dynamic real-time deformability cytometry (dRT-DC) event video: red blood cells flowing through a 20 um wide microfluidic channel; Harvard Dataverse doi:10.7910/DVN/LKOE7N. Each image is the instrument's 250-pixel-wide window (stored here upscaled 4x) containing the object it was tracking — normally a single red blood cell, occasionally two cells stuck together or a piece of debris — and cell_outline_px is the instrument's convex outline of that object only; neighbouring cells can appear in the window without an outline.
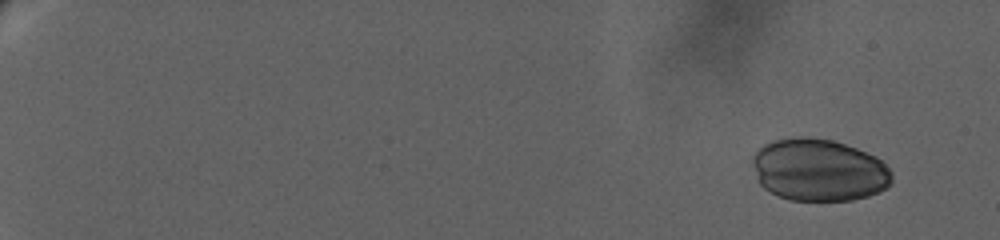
{"species": "human", "species_latin": "Homo sapiens", "temperature_condition": "warm", "stored_images_in_passage": 53, "camera_frame_rate_fps": 3000, "um_per_image_px": 0.085, "donor": {"sex": "female"}, "frame": {"image": 1, "passage_image": 1, "time_ms": 0.0, "image_size_px": [1000, 240], "cell_outline_px": [[892, 184], [888, 188], [880, 192], [868, 196], [852, 200], [788, 200], [764, 188], [760, 184], [752, 164], [752, 156], [764, 144], [772, 140], [792, 136], [808, 136], [832, 140], [856, 148], [876, 156], [884, 160], [892, 172]], "centroid_in_image_um": [69.64, 14.44], "position_along_channel_um": 15.4, "area_um2": 51.15}}
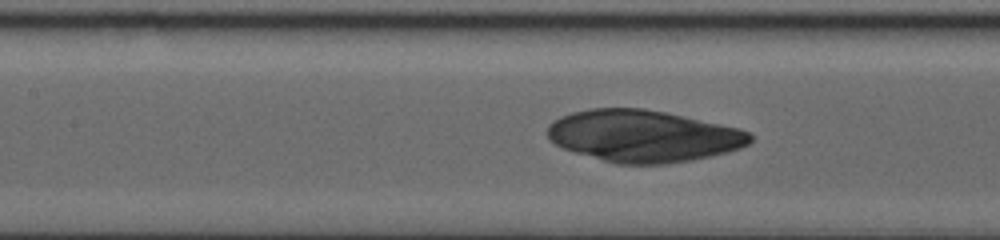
{"frame": {"image": 2, "passage_image": 27, "time_ms": 11.333, "image_size_px": [1000, 240], "cell_outline_px": [[752, 140], [748, 144], [740, 148], [692, 160], [668, 164], [616, 164], [576, 152], [564, 148], [556, 144], [548, 136], [548, 124], [552, 120], [560, 116], [572, 112], [592, 108], [644, 108], [664, 112], [740, 128], [748, 132], [752, 136]], "centroid_in_image_um": [54.66, 11.55], "position_along_channel_um": 152.7, "area_um2": 60.98}}
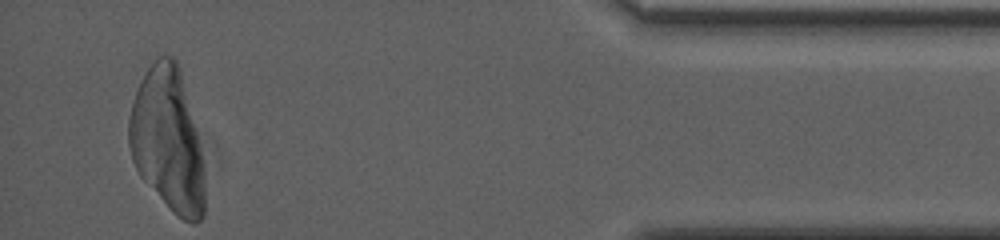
{"frame": {"image": 3, "passage_image": 51, "time_ms": 21.667, "image_size_px": [1000, 240], "cell_outline_px": [[204, 216], [196, 224], [192, 224], [184, 220], [172, 212], [140, 176], [132, 160], [128, 144], [128, 116], [132, 100], [148, 68], [156, 56], [172, 56], [176, 60], [180, 68], [200, 152], [204, 180]], "centroid_in_image_um": [14.2, 11.93], "position_along_channel_um": 421.0, "area_um2": 62.6}}